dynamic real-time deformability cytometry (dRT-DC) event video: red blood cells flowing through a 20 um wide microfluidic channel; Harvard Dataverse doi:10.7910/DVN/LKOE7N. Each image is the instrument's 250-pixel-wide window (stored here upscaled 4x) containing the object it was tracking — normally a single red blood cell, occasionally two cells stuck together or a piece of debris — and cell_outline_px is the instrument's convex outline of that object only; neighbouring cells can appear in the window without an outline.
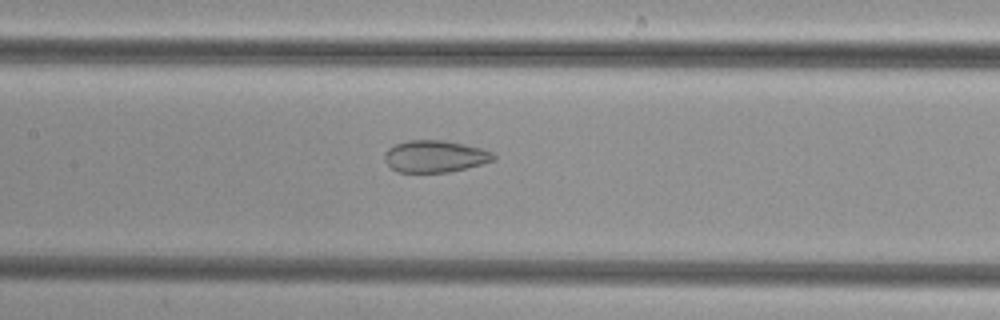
{"species": "common noctule bat (a hibernating species)", "species_latin": "Nyctalus noctula", "temperature_condition": "cold", "stored_images_in_passage": 37, "camera_frame_rate_fps": 3000, "um_per_image_px": 0.085, "animal": {"sex": "female", "body_mass_g": 29.2, "forearm_length_mm": 56.3}, "frame": {"image": 1, "passage_image": 15, "time_ms": 4.667, "image_size_px": [1000, 320], "cell_outline_px": [[496, 160], [448, 172], [396, 172], [384, 160], [384, 152], [388, 148], [396, 144], [408, 140], [444, 140], [464, 144], [480, 148], [492, 152], [496, 156]], "centroid_in_image_um": [36.95, 13.28], "position_along_channel_um": 170.4, "area_um2": 20.23}}
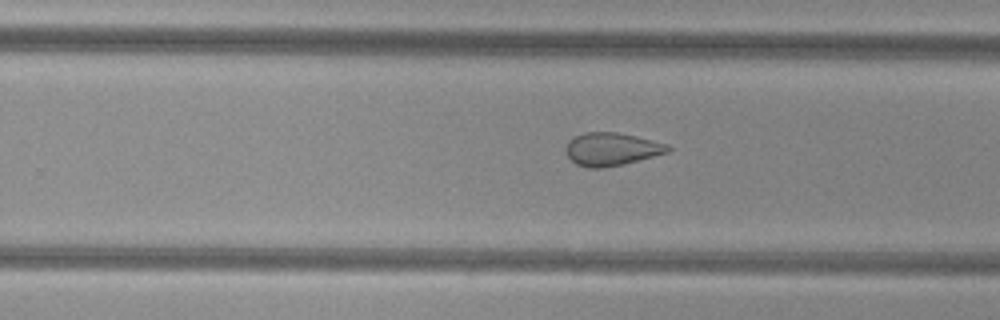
{"frame": {"image": 2, "passage_image": 23, "time_ms": 7.333, "image_size_px": [1000, 320], "cell_outline_px": [[672, 148], [668, 152], [624, 164], [604, 168], [588, 168], [576, 164], [568, 156], [564, 148], [568, 140], [584, 132], [616, 132], [636, 136], [668, 144]], "centroid_in_image_um": [51.96, 12.68], "position_along_channel_um": 277.8, "area_um2": 19.65}}
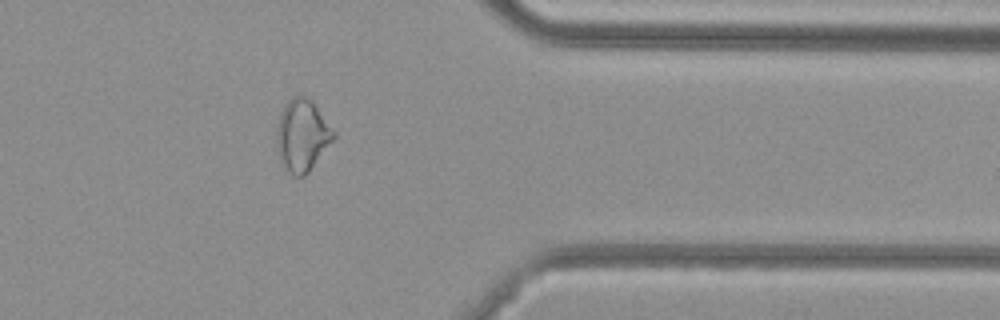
{"frame": {"image": 3, "passage_image": 32, "time_ms": 10.333, "image_size_px": [1000, 320], "cell_outline_px": [[336, 136], [308, 172], [304, 176], [292, 176], [280, 164], [276, 148], [276, 132], [280, 112], [284, 104], [292, 96], [304, 96], [312, 100], [316, 104], [336, 132]], "centroid_in_image_um": [25.67, 11.5], "position_along_channel_um": 385.7, "area_um2": 24.28}}